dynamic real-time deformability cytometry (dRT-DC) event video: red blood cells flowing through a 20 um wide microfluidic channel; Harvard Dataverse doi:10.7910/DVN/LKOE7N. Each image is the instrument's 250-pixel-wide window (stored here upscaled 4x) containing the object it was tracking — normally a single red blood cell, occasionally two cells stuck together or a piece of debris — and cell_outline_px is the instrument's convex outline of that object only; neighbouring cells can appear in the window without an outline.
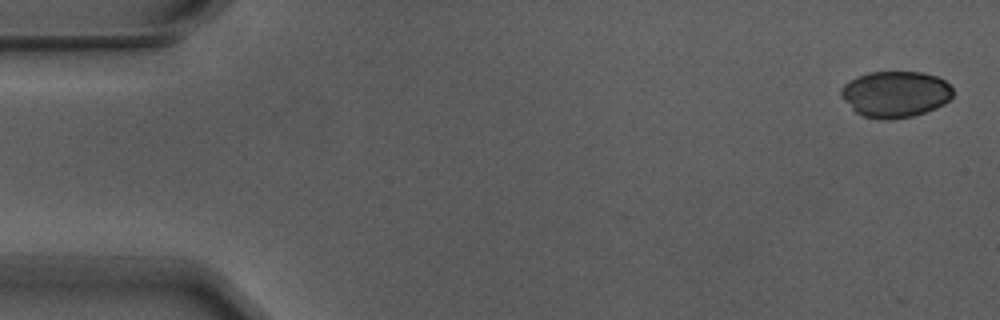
{"species": "Egyptian fruit bat (a non-hibernating species)", "species_latin": "Rousettus aegyptiacus", "temperature_condition": "warm", "stored_images_in_passage": 5, "camera_frame_rate_fps": 3000, "um_per_image_px": 0.085, "animal": {"sex": "male"}, "frame": {"image": 1, "passage_image": 1, "time_ms": 0.0, "image_size_px": [1000, 320], "cell_outline_px": [[952, 96], [944, 104], [936, 108], [912, 116], [888, 120], [864, 116], [856, 112], [840, 96], [840, 88], [848, 80], [856, 76], [868, 72], [920, 72], [936, 76], [944, 80], [952, 88]], "centroid_in_image_um": [76.07, 7.99], "position_along_channel_um": 8.9, "area_um2": 30.11}}
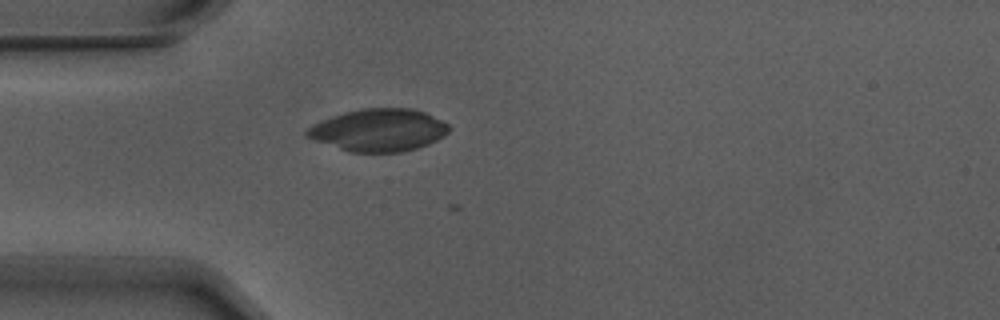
{"frame": {"image": 2, "passage_image": 5, "time_ms": 1.333, "image_size_px": [1000, 320], "cell_outline_px": [[452, 128], [444, 136], [428, 144], [416, 148], [400, 152], [348, 152], [304, 136], [304, 132], [312, 124], [332, 116], [344, 112], [360, 108], [412, 108], [424, 112], [448, 124]], "centroid_in_image_um": [32.17, 11.05], "position_along_channel_um": 52.8, "area_um2": 35.14}}